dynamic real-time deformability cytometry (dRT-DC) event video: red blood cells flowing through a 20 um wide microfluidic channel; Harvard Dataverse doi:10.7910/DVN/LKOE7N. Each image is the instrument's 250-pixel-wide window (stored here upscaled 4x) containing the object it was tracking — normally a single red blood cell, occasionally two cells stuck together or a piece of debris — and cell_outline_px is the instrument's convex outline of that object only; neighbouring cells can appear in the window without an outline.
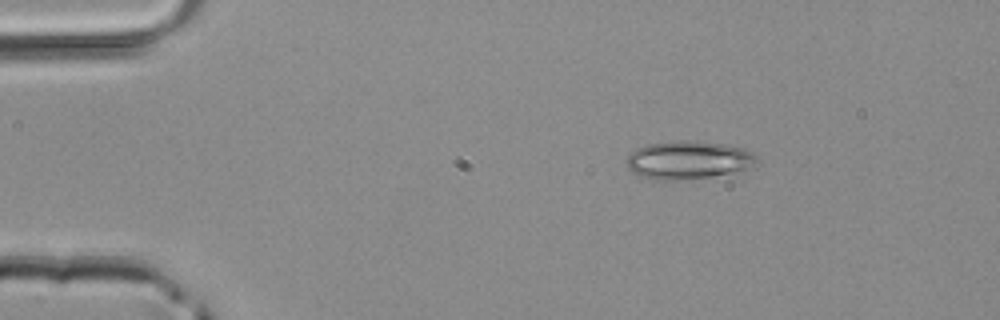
{"species": "common noctule bat (a hibernating species)", "species_latin": "Nyctalus noctula", "temperature_condition": "room temperature", "stored_images_in_passage": 5, "camera_frame_rate_fps": 3000, "um_per_image_px": 0.085, "animal": {"sex": "male", "body_mass_g": 20.4}, "frame": {"image": 1, "passage_image": 5, "time_ms": 1.333, "image_size_px": [1000, 320], "cell_outline_px": [[760, 160], [756, 164], [744, 168], [728, 172], [708, 176], [676, 180], [656, 180], [640, 176], [632, 172], [628, 168], [628, 156], [636, 148], [648, 144], [684, 140], [692, 140], [724, 144], [744, 148], [752, 152]], "centroid_in_image_um": [58.49, 13.58], "position_along_channel_um": 26.5, "area_um2": 28.5}}